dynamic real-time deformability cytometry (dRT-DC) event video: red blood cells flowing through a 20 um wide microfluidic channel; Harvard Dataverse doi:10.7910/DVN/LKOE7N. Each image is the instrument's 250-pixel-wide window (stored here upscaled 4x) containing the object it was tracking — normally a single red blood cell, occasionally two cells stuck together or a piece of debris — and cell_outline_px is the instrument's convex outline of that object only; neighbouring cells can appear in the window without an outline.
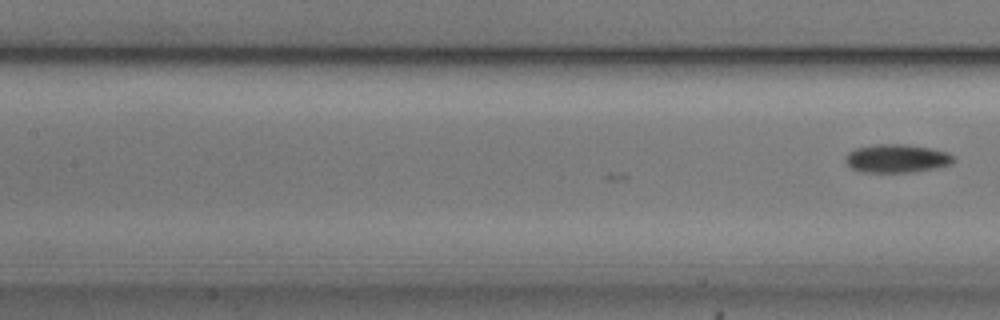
{"species": "common noctule bat (a hibernating species)", "species_latin": "Nyctalus noctula", "temperature_condition": "cold", "stored_images_in_passage": 6, "camera_frame_rate_fps": 3000, "um_per_image_px": 0.085, "animal": {"sex": "male", "body_mass_g": 20.5, "forearm_length_mm": 52.5}, "frame": {"image": 1, "passage_image": 6, "time_ms": 1.667, "image_size_px": [1000, 320], "cell_outline_px": [[956, 160], [952, 164], [936, 168], [912, 172], [864, 172], [852, 168], [848, 164], [844, 156], [848, 152], [856, 148], [876, 144], [904, 144], [932, 148], [948, 152], [956, 156]], "centroid_in_image_um": [76.28, 13.46], "position_along_channel_um": 131.1, "area_um2": 18.03}}